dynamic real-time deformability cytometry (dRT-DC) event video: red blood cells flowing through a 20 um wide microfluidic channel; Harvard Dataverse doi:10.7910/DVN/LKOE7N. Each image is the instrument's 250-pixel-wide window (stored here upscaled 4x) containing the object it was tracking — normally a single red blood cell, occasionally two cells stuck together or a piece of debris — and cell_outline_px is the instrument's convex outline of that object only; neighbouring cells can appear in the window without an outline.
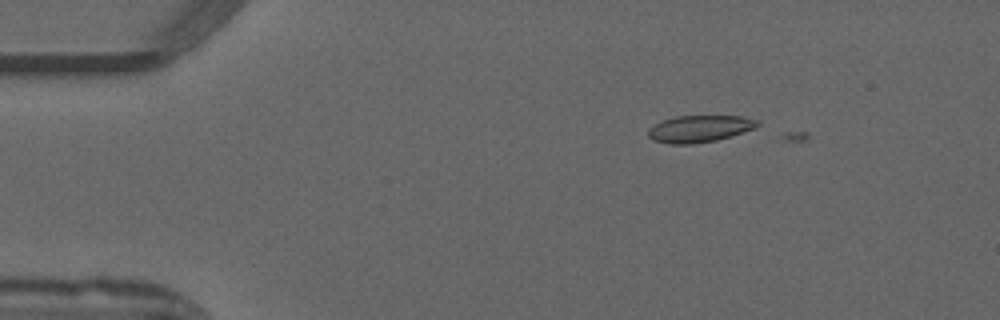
{"species": "common noctule bat (a hibernating species)", "species_latin": "Nyctalus noctula", "temperature_condition": "warm", "stored_images_in_passage": 2, "camera_frame_rate_fps": 3000, "um_per_image_px": 0.085, "animal": {"sex": "male", "forearm_length_mm": 52.5}, "frame": {"image": 1, "passage_image": 1, "time_ms": 0.0, "image_size_px": [1000, 320], "cell_outline_px": [[760, 124], [756, 128], [732, 136], [716, 140], [692, 144], [668, 144], [652, 140], [648, 136], [648, 128], [664, 120], [676, 116], [744, 116], [760, 120]], "centroid_in_image_um": [59.5, 10.94], "position_along_channel_um": 25.5, "area_um2": 17.28}}